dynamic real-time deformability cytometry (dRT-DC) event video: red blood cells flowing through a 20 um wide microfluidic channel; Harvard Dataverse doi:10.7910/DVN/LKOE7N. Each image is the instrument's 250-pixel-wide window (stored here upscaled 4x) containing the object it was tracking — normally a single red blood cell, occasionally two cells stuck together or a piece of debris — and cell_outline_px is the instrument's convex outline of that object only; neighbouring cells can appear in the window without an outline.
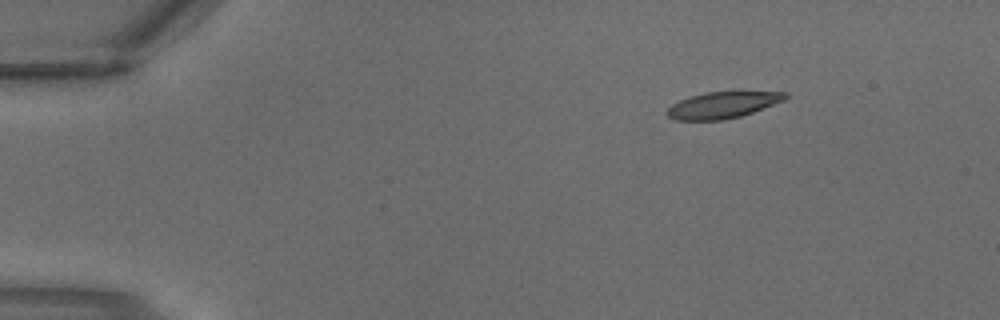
{"species": "common noctule bat (a hibernating species)", "species_latin": "Nyctalus noctula", "temperature_condition": "warm", "stored_images_in_passage": 4, "camera_frame_rate_fps": 3000, "um_per_image_px": 0.085, "animal": {"sex": "male", "body_mass_g": 18.8}, "frame": {"image": 1, "passage_image": 4, "time_ms": 1.0, "image_size_px": [1000, 320], "cell_outline_px": [[788, 96], [784, 100], [752, 112], [740, 116], [724, 120], [676, 120], [668, 116], [664, 112], [672, 104], [680, 100], [704, 92], [788, 92]], "centroid_in_image_um": [61.39, 8.93], "position_along_channel_um": 23.6, "area_um2": 17.98}}